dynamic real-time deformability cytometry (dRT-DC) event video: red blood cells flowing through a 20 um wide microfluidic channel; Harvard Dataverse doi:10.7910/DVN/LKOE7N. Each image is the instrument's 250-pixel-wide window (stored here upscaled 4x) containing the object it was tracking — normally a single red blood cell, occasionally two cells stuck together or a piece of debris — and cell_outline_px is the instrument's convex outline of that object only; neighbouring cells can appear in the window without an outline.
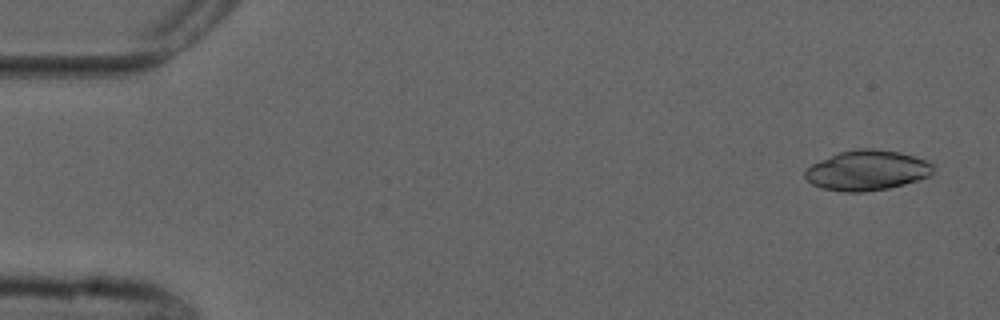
{"species": "common noctule bat (a hibernating species)", "species_latin": "Nyctalus noctula", "temperature_condition": "cold", "stored_images_in_passage": 8, "camera_frame_rate_fps": 3000, "um_per_image_px": 0.085, "animal": {"sex": "male", "forearm_length_mm": 52.5}, "frame": {"image": 1, "passage_image": 1, "time_ms": 0.0, "image_size_px": [1000, 320], "cell_outline_px": [[936, 168], [932, 176], [904, 184], [888, 188], [864, 192], [844, 192], [820, 188], [812, 184], [804, 176], [804, 168], [812, 164], [840, 152], [856, 148], [872, 148], [900, 152], [928, 160], [936, 164]], "centroid_in_image_um": [73.75, 14.48], "position_along_channel_um": 11.2, "area_um2": 30.4}}